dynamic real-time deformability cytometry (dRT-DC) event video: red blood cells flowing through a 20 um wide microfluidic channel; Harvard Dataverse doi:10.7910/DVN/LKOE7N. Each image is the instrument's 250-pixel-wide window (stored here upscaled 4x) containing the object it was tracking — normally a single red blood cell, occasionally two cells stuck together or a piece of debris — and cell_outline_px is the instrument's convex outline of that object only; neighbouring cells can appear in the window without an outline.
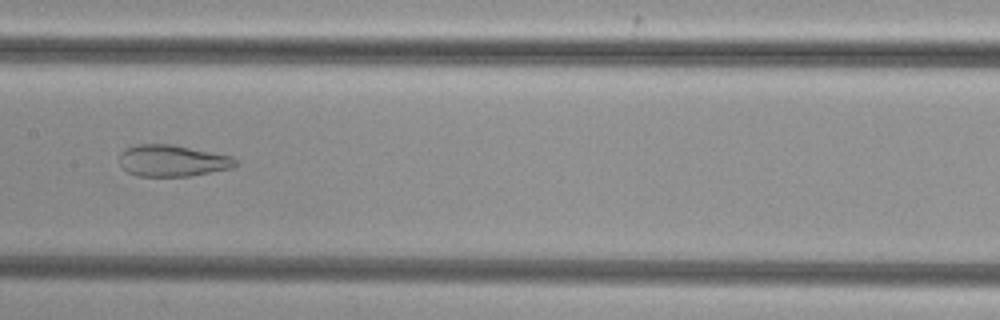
{"species": "common noctule bat (a hibernating species)", "species_latin": "Nyctalus noctula", "temperature_condition": "cold", "stored_images_in_passage": 46, "segment_of_instrument_passage": [1, 2], "camera_frame_rate_fps": 3000, "um_per_image_px": 0.085, "animal": {"sex": "female", "body_mass_g": 29.2, "forearm_length_mm": 56.3}, "frame": {"image": 1, "passage_image": 25, "time_ms": 8.0, "image_size_px": [1000, 320], "cell_outline_px": [[236, 164], [232, 168], [192, 176], [140, 176], [128, 172], [120, 164], [120, 152], [124, 148], [136, 144], [172, 144], [232, 156], [236, 160]], "centroid_in_image_um": [14.64, 13.65], "position_along_channel_um": 192.8, "area_um2": 21.39}}
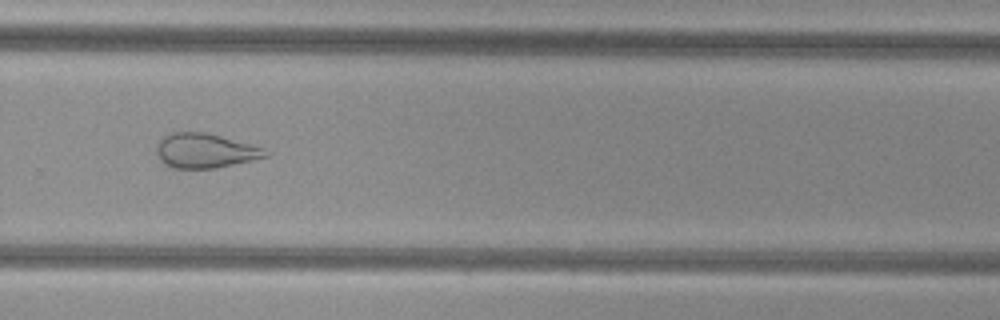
{"frame": {"image": 2, "passage_image": 34, "time_ms": 11.0, "image_size_px": [1000, 320], "cell_outline_px": [[272, 152], [268, 156], [252, 160], [216, 168], [172, 168], [164, 164], [160, 160], [156, 152], [156, 144], [160, 136], [164, 132], [204, 132], [220, 136], [264, 148]], "centroid_in_image_um": [17.37, 12.8], "position_along_channel_um": 312.4, "area_um2": 22.2}}
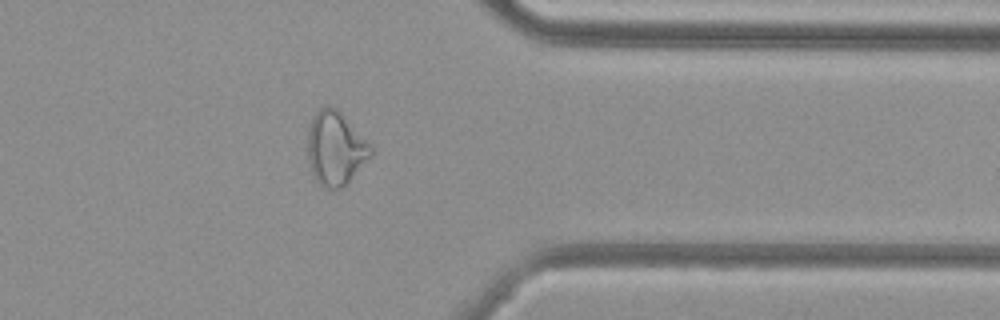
{"frame": {"image": 3, "passage_image": 40, "time_ms": 13.0, "image_size_px": [1000, 320], "cell_outline_px": [[372, 152], [348, 184], [340, 188], [320, 188], [312, 172], [308, 160], [308, 132], [312, 116], [320, 108], [328, 104], [336, 108], [372, 144]], "centroid_in_image_um": [28.5, 12.61], "position_along_channel_um": 382.9, "area_um2": 27.17}}